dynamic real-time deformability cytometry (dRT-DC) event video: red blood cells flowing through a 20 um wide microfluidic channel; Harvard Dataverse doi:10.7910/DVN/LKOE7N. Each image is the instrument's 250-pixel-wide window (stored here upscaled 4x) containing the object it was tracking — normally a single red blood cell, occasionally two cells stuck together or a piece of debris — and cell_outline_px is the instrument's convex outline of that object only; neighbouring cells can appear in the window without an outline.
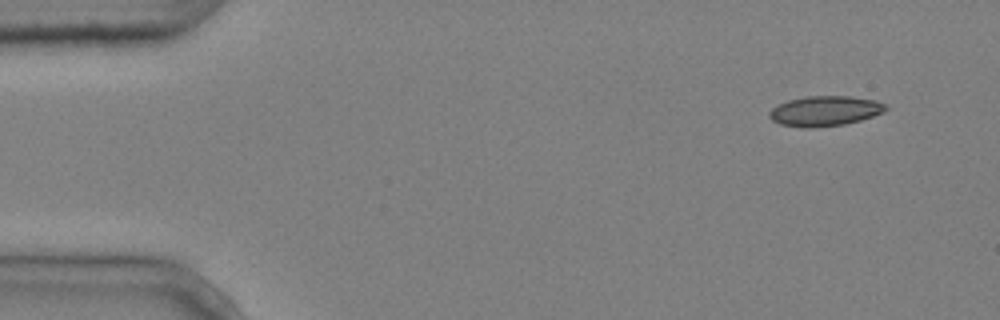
{"species": "common noctule bat (a hibernating species)", "species_latin": "Nyctalus noctula", "temperature_condition": "cold", "stored_images_in_passage": 4, "camera_frame_rate_fps": 3000, "um_per_image_px": 0.085, "animal": {"sex": "male", "body_mass_g": 20.4}, "frame": {"image": 1, "passage_image": 1, "time_ms": 0.0, "image_size_px": [1000, 320], "cell_outline_px": [[888, 108], [884, 112], [860, 120], [844, 124], [808, 128], [780, 124], [772, 120], [768, 116], [768, 112], [772, 108], [788, 100], [804, 96], [848, 96], [876, 100], [888, 104]], "centroid_in_image_um": [70.13, 9.42], "position_along_channel_um": 14.9, "area_um2": 20.4}}
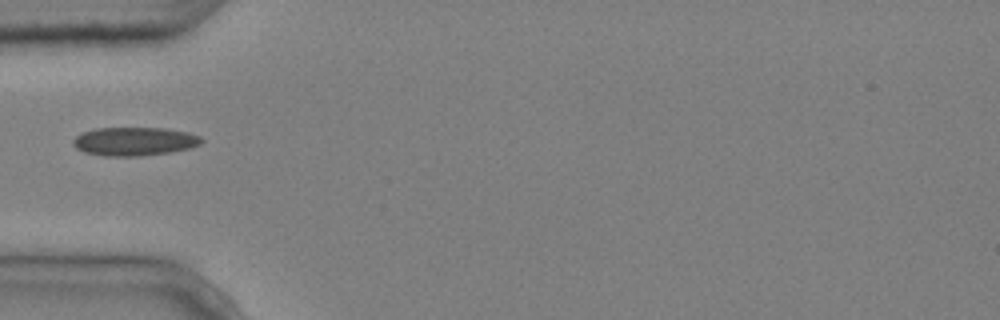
{"frame": {"image": 2, "passage_image": 4, "time_ms": 1.0, "image_size_px": [1000, 320], "cell_outline_px": [[204, 140], [200, 144], [188, 148], [168, 152], [140, 156], [104, 156], [84, 152], [76, 148], [72, 144], [72, 140], [80, 132], [96, 128], [164, 128], [188, 132], [200, 136]], "centroid_in_image_um": [11.38, 12.01], "position_along_channel_um": 73.6, "area_um2": 21.39}}